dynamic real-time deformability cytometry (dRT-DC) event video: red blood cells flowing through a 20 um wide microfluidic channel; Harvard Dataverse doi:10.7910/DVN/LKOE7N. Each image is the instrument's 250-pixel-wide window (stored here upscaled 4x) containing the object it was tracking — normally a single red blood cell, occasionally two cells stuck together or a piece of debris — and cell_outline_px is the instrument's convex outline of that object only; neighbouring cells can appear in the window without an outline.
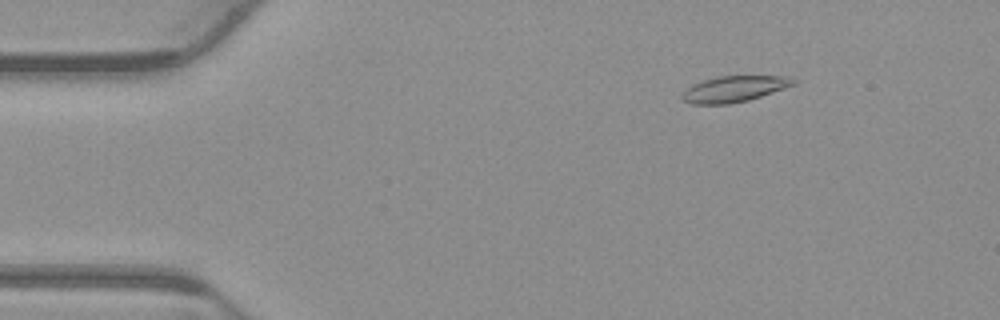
{"species": "common noctule bat (a hibernating species)", "species_latin": "Nyctalus noctula", "temperature_condition": "warm", "stored_images_in_passage": 54, "camera_frame_rate_fps": 3000, "um_per_image_px": 0.085, "animal": {"sex": "male", "body_mass_g": 23.1, "forearm_length_mm": 52.7}, "frame": {"image": 1, "passage_image": 8, "time_ms": 2.333, "image_size_px": [1000, 320], "cell_outline_px": [[796, 84], [748, 100], [728, 104], [692, 104], [684, 100], [680, 96], [680, 92], [692, 84], [700, 80], [716, 76], [788, 76], [796, 80]], "centroid_in_image_um": [62.34, 7.55], "position_along_channel_um": 22.7, "area_um2": 16.99}}
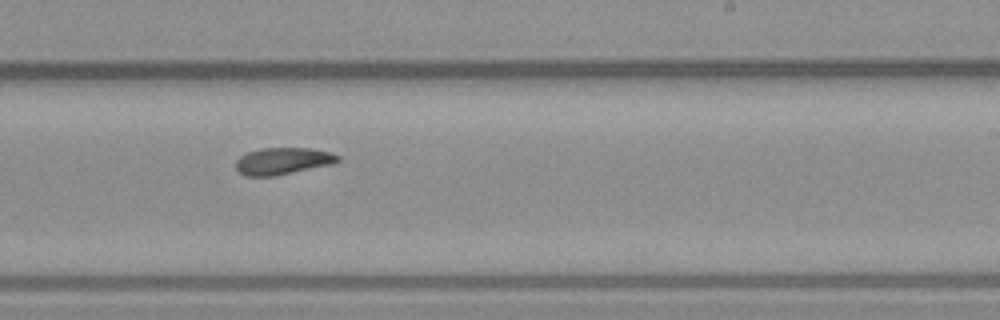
{"frame": {"image": 2, "passage_image": 33, "time_ms": 10.667, "image_size_px": [1000, 320], "cell_outline_px": [[340, 160], [336, 164], [276, 176], [244, 176], [236, 168], [236, 160], [240, 156], [248, 152], [260, 148], [312, 148], [332, 152], [340, 156]], "centroid_in_image_um": [24.1, 13.69], "position_along_channel_um": 264.9, "area_um2": 16.36}}
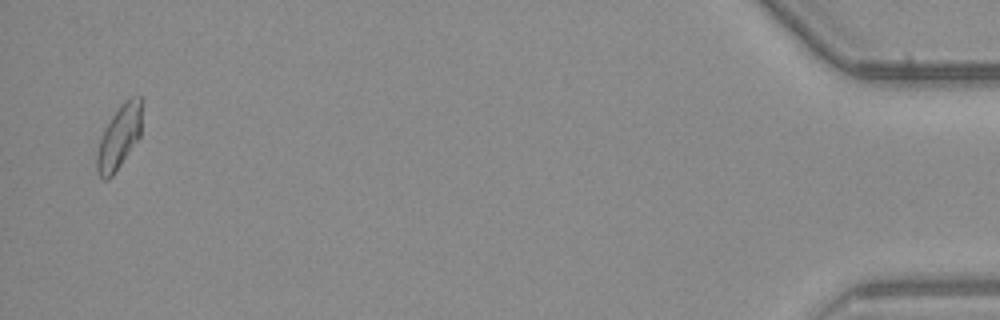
{"frame": {"image": 3, "passage_image": 53, "time_ms": 17.333, "image_size_px": [1000, 320], "cell_outline_px": [[140, 136], [112, 176], [108, 180], [104, 180], [96, 172], [96, 156], [100, 140], [112, 116], [120, 104], [124, 100], [132, 96], [140, 96]], "centroid_in_image_um": [10.1, 11.68], "position_along_channel_um": 425.1, "area_um2": 16.18}}